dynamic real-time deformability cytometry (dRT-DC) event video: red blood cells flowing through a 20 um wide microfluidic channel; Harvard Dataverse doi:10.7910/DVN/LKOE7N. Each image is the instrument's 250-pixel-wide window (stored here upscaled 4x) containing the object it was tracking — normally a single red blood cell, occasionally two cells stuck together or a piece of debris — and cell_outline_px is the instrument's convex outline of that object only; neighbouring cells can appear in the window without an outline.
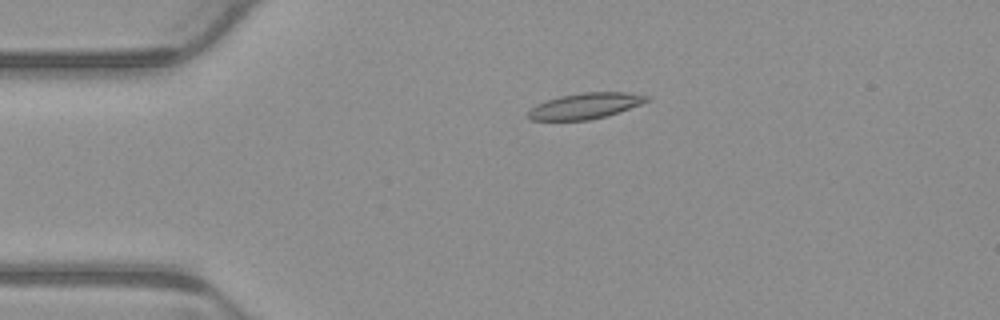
{"species": "common noctule bat (a hibernating species)", "species_latin": "Nyctalus noctula", "temperature_condition": "warm", "stored_images_in_passage": 4, "camera_frame_rate_fps": 3000, "um_per_image_px": 0.085, "animal": {"sex": "male", "body_mass_g": 23.1, "forearm_length_mm": 52.7}, "frame": {"image": 1, "passage_image": 3, "time_ms": 0.667, "image_size_px": [1000, 320], "cell_outline_px": [[652, 100], [608, 116], [588, 120], [532, 120], [528, 116], [528, 112], [536, 104], [560, 96], [584, 92], [628, 92], [652, 96]], "centroid_in_image_um": [49.83, 8.99], "position_along_channel_um": 35.2, "area_um2": 17.92}}
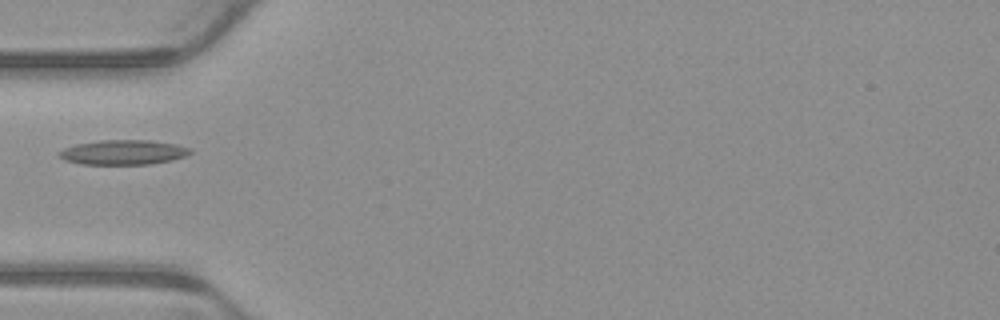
{"frame": {"image": 2, "passage_image": 4, "time_ms": 1.0, "image_size_px": [1000, 320], "cell_outline_px": [[192, 152], [184, 156], [172, 160], [148, 164], [84, 164], [64, 160], [56, 152], [64, 148], [76, 144], [100, 140], [148, 140], [176, 144], [192, 148]], "centroid_in_image_um": [10.48, 12.94], "position_along_channel_um": 74.5, "area_um2": 18.84}}